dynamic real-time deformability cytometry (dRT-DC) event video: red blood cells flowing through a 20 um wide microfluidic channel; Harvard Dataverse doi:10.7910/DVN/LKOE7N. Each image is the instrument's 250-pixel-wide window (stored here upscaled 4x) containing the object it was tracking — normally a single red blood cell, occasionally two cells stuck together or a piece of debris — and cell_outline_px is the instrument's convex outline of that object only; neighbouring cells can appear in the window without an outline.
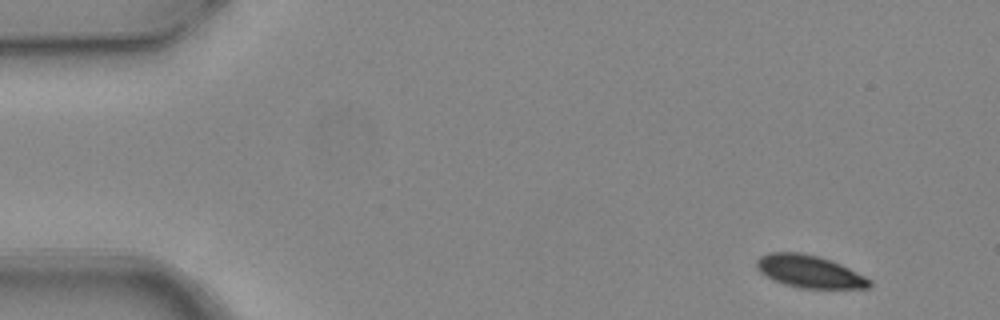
{"species": "common noctule bat (a hibernating species)", "species_latin": "Nyctalus noctula", "temperature_condition": "warm", "stored_images_in_passage": 4, "camera_frame_rate_fps": 3000, "um_per_image_px": 0.085, "animal": {"sex": "female", "body_mass_g": 24.6, "forearm_length_mm": 56.2}, "frame": {"image": 1, "passage_image": 1, "time_ms": 0.0, "image_size_px": [1000, 320], "cell_outline_px": [[872, 284], [868, 288], [800, 288], [784, 284], [760, 272], [756, 268], [756, 260], [760, 256], [768, 252], [800, 252], [820, 256], [832, 260], [872, 280]], "centroid_in_image_um": [68.8, 23.06], "position_along_channel_um": 16.2, "area_um2": 21.33}}
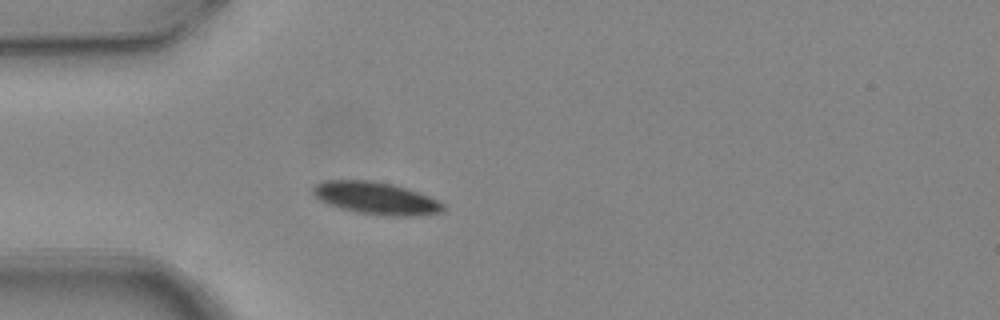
{"frame": {"image": 2, "passage_image": 4, "time_ms": 1.0, "image_size_px": [1000, 320], "cell_outline_px": [[444, 212], [412, 216], [392, 216], [356, 212], [340, 208], [328, 204], [320, 200], [312, 192], [312, 184], [324, 180], [372, 180], [392, 184], [408, 188], [428, 196], [444, 204]], "centroid_in_image_um": [31.93, 16.83], "position_along_channel_um": 53.1, "area_um2": 24.62}}